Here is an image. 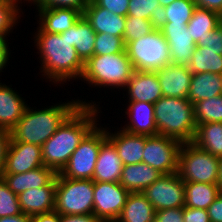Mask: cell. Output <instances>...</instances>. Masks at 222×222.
Listing matches in <instances>:
<instances>
[{
  "label": "cell",
  "instance_id": "27",
  "mask_svg": "<svg viewBox=\"0 0 222 222\" xmlns=\"http://www.w3.org/2000/svg\"><path fill=\"white\" fill-rule=\"evenodd\" d=\"M222 94V75L215 73H196L192 75L187 99L194 105L203 99Z\"/></svg>",
  "mask_w": 222,
  "mask_h": 222
},
{
  "label": "cell",
  "instance_id": "24",
  "mask_svg": "<svg viewBox=\"0 0 222 222\" xmlns=\"http://www.w3.org/2000/svg\"><path fill=\"white\" fill-rule=\"evenodd\" d=\"M6 84L0 83V128L10 131L24 114L27 104Z\"/></svg>",
  "mask_w": 222,
  "mask_h": 222
},
{
  "label": "cell",
  "instance_id": "51",
  "mask_svg": "<svg viewBox=\"0 0 222 222\" xmlns=\"http://www.w3.org/2000/svg\"><path fill=\"white\" fill-rule=\"evenodd\" d=\"M31 216L25 214H18L15 216H7L0 218V222H30Z\"/></svg>",
  "mask_w": 222,
  "mask_h": 222
},
{
  "label": "cell",
  "instance_id": "12",
  "mask_svg": "<svg viewBox=\"0 0 222 222\" xmlns=\"http://www.w3.org/2000/svg\"><path fill=\"white\" fill-rule=\"evenodd\" d=\"M155 211L184 207V181L176 173L162 175L142 192Z\"/></svg>",
  "mask_w": 222,
  "mask_h": 222
},
{
  "label": "cell",
  "instance_id": "46",
  "mask_svg": "<svg viewBox=\"0 0 222 222\" xmlns=\"http://www.w3.org/2000/svg\"><path fill=\"white\" fill-rule=\"evenodd\" d=\"M210 222H222V191L207 208Z\"/></svg>",
  "mask_w": 222,
  "mask_h": 222
},
{
  "label": "cell",
  "instance_id": "34",
  "mask_svg": "<svg viewBox=\"0 0 222 222\" xmlns=\"http://www.w3.org/2000/svg\"><path fill=\"white\" fill-rule=\"evenodd\" d=\"M196 126L202 123L222 122V94L194 104Z\"/></svg>",
  "mask_w": 222,
  "mask_h": 222
},
{
  "label": "cell",
  "instance_id": "25",
  "mask_svg": "<svg viewBox=\"0 0 222 222\" xmlns=\"http://www.w3.org/2000/svg\"><path fill=\"white\" fill-rule=\"evenodd\" d=\"M39 26L48 33L61 34L71 28L82 13L71 8H38Z\"/></svg>",
  "mask_w": 222,
  "mask_h": 222
},
{
  "label": "cell",
  "instance_id": "18",
  "mask_svg": "<svg viewBox=\"0 0 222 222\" xmlns=\"http://www.w3.org/2000/svg\"><path fill=\"white\" fill-rule=\"evenodd\" d=\"M156 73L163 96L187 99L193 75L187 66L169 64Z\"/></svg>",
  "mask_w": 222,
  "mask_h": 222
},
{
  "label": "cell",
  "instance_id": "14",
  "mask_svg": "<svg viewBox=\"0 0 222 222\" xmlns=\"http://www.w3.org/2000/svg\"><path fill=\"white\" fill-rule=\"evenodd\" d=\"M187 25H157L169 44L170 64L189 66L196 43L192 39Z\"/></svg>",
  "mask_w": 222,
  "mask_h": 222
},
{
  "label": "cell",
  "instance_id": "43",
  "mask_svg": "<svg viewBox=\"0 0 222 222\" xmlns=\"http://www.w3.org/2000/svg\"><path fill=\"white\" fill-rule=\"evenodd\" d=\"M154 222H183V207L155 211Z\"/></svg>",
  "mask_w": 222,
  "mask_h": 222
},
{
  "label": "cell",
  "instance_id": "7",
  "mask_svg": "<svg viewBox=\"0 0 222 222\" xmlns=\"http://www.w3.org/2000/svg\"><path fill=\"white\" fill-rule=\"evenodd\" d=\"M93 191V180L70 179L57 173L54 211L66 215L93 213Z\"/></svg>",
  "mask_w": 222,
  "mask_h": 222
},
{
  "label": "cell",
  "instance_id": "36",
  "mask_svg": "<svg viewBox=\"0 0 222 222\" xmlns=\"http://www.w3.org/2000/svg\"><path fill=\"white\" fill-rule=\"evenodd\" d=\"M156 27L157 25L151 20L126 16V25L123 34L124 44L126 45L133 40L149 34Z\"/></svg>",
  "mask_w": 222,
  "mask_h": 222
},
{
  "label": "cell",
  "instance_id": "31",
  "mask_svg": "<svg viewBox=\"0 0 222 222\" xmlns=\"http://www.w3.org/2000/svg\"><path fill=\"white\" fill-rule=\"evenodd\" d=\"M185 207L205 209L213 203L221 190L217 184L184 182Z\"/></svg>",
  "mask_w": 222,
  "mask_h": 222
},
{
  "label": "cell",
  "instance_id": "16",
  "mask_svg": "<svg viewBox=\"0 0 222 222\" xmlns=\"http://www.w3.org/2000/svg\"><path fill=\"white\" fill-rule=\"evenodd\" d=\"M129 101L148 102L155 104L162 96V89L156 72L134 71L128 80Z\"/></svg>",
  "mask_w": 222,
  "mask_h": 222
},
{
  "label": "cell",
  "instance_id": "33",
  "mask_svg": "<svg viewBox=\"0 0 222 222\" xmlns=\"http://www.w3.org/2000/svg\"><path fill=\"white\" fill-rule=\"evenodd\" d=\"M196 7L194 0H175L162 8L157 25H187Z\"/></svg>",
  "mask_w": 222,
  "mask_h": 222
},
{
  "label": "cell",
  "instance_id": "13",
  "mask_svg": "<svg viewBox=\"0 0 222 222\" xmlns=\"http://www.w3.org/2000/svg\"><path fill=\"white\" fill-rule=\"evenodd\" d=\"M44 166L41 146L26 142H10L2 174H19Z\"/></svg>",
  "mask_w": 222,
  "mask_h": 222
},
{
  "label": "cell",
  "instance_id": "19",
  "mask_svg": "<svg viewBox=\"0 0 222 222\" xmlns=\"http://www.w3.org/2000/svg\"><path fill=\"white\" fill-rule=\"evenodd\" d=\"M123 167L124 163L120 159L116 147L107 138L100 146L92 180L99 182H120Z\"/></svg>",
  "mask_w": 222,
  "mask_h": 222
},
{
  "label": "cell",
  "instance_id": "8",
  "mask_svg": "<svg viewBox=\"0 0 222 222\" xmlns=\"http://www.w3.org/2000/svg\"><path fill=\"white\" fill-rule=\"evenodd\" d=\"M219 158L193 142L182 143L177 174L184 182L217 184Z\"/></svg>",
  "mask_w": 222,
  "mask_h": 222
},
{
  "label": "cell",
  "instance_id": "3",
  "mask_svg": "<svg viewBox=\"0 0 222 222\" xmlns=\"http://www.w3.org/2000/svg\"><path fill=\"white\" fill-rule=\"evenodd\" d=\"M92 103L78 99L37 111L27 106L21 119L10 130V142H26L42 146L80 105L98 106Z\"/></svg>",
  "mask_w": 222,
  "mask_h": 222
},
{
  "label": "cell",
  "instance_id": "30",
  "mask_svg": "<svg viewBox=\"0 0 222 222\" xmlns=\"http://www.w3.org/2000/svg\"><path fill=\"white\" fill-rule=\"evenodd\" d=\"M192 142L208 153L218 158L222 157V122L197 125Z\"/></svg>",
  "mask_w": 222,
  "mask_h": 222
},
{
  "label": "cell",
  "instance_id": "54",
  "mask_svg": "<svg viewBox=\"0 0 222 222\" xmlns=\"http://www.w3.org/2000/svg\"><path fill=\"white\" fill-rule=\"evenodd\" d=\"M8 2H11L13 4H16L17 6L19 5L18 3H20L19 1H22V0H7ZM24 1H29L30 3L32 2L33 5L36 4L37 0H24Z\"/></svg>",
  "mask_w": 222,
  "mask_h": 222
},
{
  "label": "cell",
  "instance_id": "17",
  "mask_svg": "<svg viewBox=\"0 0 222 222\" xmlns=\"http://www.w3.org/2000/svg\"><path fill=\"white\" fill-rule=\"evenodd\" d=\"M82 15L96 34L106 33L123 39L126 25L125 16L116 15L106 8L98 6L93 0H90Z\"/></svg>",
  "mask_w": 222,
  "mask_h": 222
},
{
  "label": "cell",
  "instance_id": "23",
  "mask_svg": "<svg viewBox=\"0 0 222 222\" xmlns=\"http://www.w3.org/2000/svg\"><path fill=\"white\" fill-rule=\"evenodd\" d=\"M57 173L49 167L42 166L19 174H1L7 186L16 194L31 189L47 186Z\"/></svg>",
  "mask_w": 222,
  "mask_h": 222
},
{
  "label": "cell",
  "instance_id": "29",
  "mask_svg": "<svg viewBox=\"0 0 222 222\" xmlns=\"http://www.w3.org/2000/svg\"><path fill=\"white\" fill-rule=\"evenodd\" d=\"M222 24V16L213 10L196 7L186 28L195 43L203 40L207 35Z\"/></svg>",
  "mask_w": 222,
  "mask_h": 222
},
{
  "label": "cell",
  "instance_id": "35",
  "mask_svg": "<svg viewBox=\"0 0 222 222\" xmlns=\"http://www.w3.org/2000/svg\"><path fill=\"white\" fill-rule=\"evenodd\" d=\"M161 11L158 0H129L127 16L151 20L157 25Z\"/></svg>",
  "mask_w": 222,
  "mask_h": 222
},
{
  "label": "cell",
  "instance_id": "22",
  "mask_svg": "<svg viewBox=\"0 0 222 222\" xmlns=\"http://www.w3.org/2000/svg\"><path fill=\"white\" fill-rule=\"evenodd\" d=\"M107 138L114 144L124 165L142 162L145 135L132 134L124 129L114 132L107 130Z\"/></svg>",
  "mask_w": 222,
  "mask_h": 222
},
{
  "label": "cell",
  "instance_id": "5",
  "mask_svg": "<svg viewBox=\"0 0 222 222\" xmlns=\"http://www.w3.org/2000/svg\"><path fill=\"white\" fill-rule=\"evenodd\" d=\"M135 71L126 50L111 55H93L85 64L81 79L93 86L126 88Z\"/></svg>",
  "mask_w": 222,
  "mask_h": 222
},
{
  "label": "cell",
  "instance_id": "4",
  "mask_svg": "<svg viewBox=\"0 0 222 222\" xmlns=\"http://www.w3.org/2000/svg\"><path fill=\"white\" fill-rule=\"evenodd\" d=\"M158 134L181 143L192 142L195 132L194 105L186 98L162 96L154 104Z\"/></svg>",
  "mask_w": 222,
  "mask_h": 222
},
{
  "label": "cell",
  "instance_id": "52",
  "mask_svg": "<svg viewBox=\"0 0 222 222\" xmlns=\"http://www.w3.org/2000/svg\"><path fill=\"white\" fill-rule=\"evenodd\" d=\"M217 185L219 186V189L222 191V157L219 158Z\"/></svg>",
  "mask_w": 222,
  "mask_h": 222
},
{
  "label": "cell",
  "instance_id": "20",
  "mask_svg": "<svg viewBox=\"0 0 222 222\" xmlns=\"http://www.w3.org/2000/svg\"><path fill=\"white\" fill-rule=\"evenodd\" d=\"M128 110L125 113L130 118L125 131L145 136H154L158 134L155 123L154 104L148 102L128 101Z\"/></svg>",
  "mask_w": 222,
  "mask_h": 222
},
{
  "label": "cell",
  "instance_id": "41",
  "mask_svg": "<svg viewBox=\"0 0 222 222\" xmlns=\"http://www.w3.org/2000/svg\"><path fill=\"white\" fill-rule=\"evenodd\" d=\"M196 46L205 47V50H221L222 55V24L203 40H199Z\"/></svg>",
  "mask_w": 222,
  "mask_h": 222
},
{
  "label": "cell",
  "instance_id": "1",
  "mask_svg": "<svg viewBox=\"0 0 222 222\" xmlns=\"http://www.w3.org/2000/svg\"><path fill=\"white\" fill-rule=\"evenodd\" d=\"M97 106H79L41 146L44 166L59 173L84 137L97 125Z\"/></svg>",
  "mask_w": 222,
  "mask_h": 222
},
{
  "label": "cell",
  "instance_id": "50",
  "mask_svg": "<svg viewBox=\"0 0 222 222\" xmlns=\"http://www.w3.org/2000/svg\"><path fill=\"white\" fill-rule=\"evenodd\" d=\"M7 39L0 37V72L6 67L8 63L10 53L7 44Z\"/></svg>",
  "mask_w": 222,
  "mask_h": 222
},
{
  "label": "cell",
  "instance_id": "40",
  "mask_svg": "<svg viewBox=\"0 0 222 222\" xmlns=\"http://www.w3.org/2000/svg\"><path fill=\"white\" fill-rule=\"evenodd\" d=\"M90 0H37L38 8H71L83 13Z\"/></svg>",
  "mask_w": 222,
  "mask_h": 222
},
{
  "label": "cell",
  "instance_id": "26",
  "mask_svg": "<svg viewBox=\"0 0 222 222\" xmlns=\"http://www.w3.org/2000/svg\"><path fill=\"white\" fill-rule=\"evenodd\" d=\"M163 174L146 163L124 165L120 184L130 193L143 192Z\"/></svg>",
  "mask_w": 222,
  "mask_h": 222
},
{
  "label": "cell",
  "instance_id": "2",
  "mask_svg": "<svg viewBox=\"0 0 222 222\" xmlns=\"http://www.w3.org/2000/svg\"><path fill=\"white\" fill-rule=\"evenodd\" d=\"M37 29L34 41L39 50L37 53H40L42 62L40 70L44 73L43 76L55 84L62 81L66 83L73 78L81 79L84 63L66 37L45 32L40 26Z\"/></svg>",
  "mask_w": 222,
  "mask_h": 222
},
{
  "label": "cell",
  "instance_id": "10",
  "mask_svg": "<svg viewBox=\"0 0 222 222\" xmlns=\"http://www.w3.org/2000/svg\"><path fill=\"white\" fill-rule=\"evenodd\" d=\"M181 145L178 140L160 134L145 136L142 162L163 175L176 173Z\"/></svg>",
  "mask_w": 222,
  "mask_h": 222
},
{
  "label": "cell",
  "instance_id": "49",
  "mask_svg": "<svg viewBox=\"0 0 222 222\" xmlns=\"http://www.w3.org/2000/svg\"><path fill=\"white\" fill-rule=\"evenodd\" d=\"M30 222H60V214L56 211L31 216Z\"/></svg>",
  "mask_w": 222,
  "mask_h": 222
},
{
  "label": "cell",
  "instance_id": "32",
  "mask_svg": "<svg viewBox=\"0 0 222 222\" xmlns=\"http://www.w3.org/2000/svg\"><path fill=\"white\" fill-rule=\"evenodd\" d=\"M188 68L193 74L210 72L222 75L221 50H205V47L196 46Z\"/></svg>",
  "mask_w": 222,
  "mask_h": 222
},
{
  "label": "cell",
  "instance_id": "9",
  "mask_svg": "<svg viewBox=\"0 0 222 222\" xmlns=\"http://www.w3.org/2000/svg\"><path fill=\"white\" fill-rule=\"evenodd\" d=\"M106 139L107 130L96 125L80 142L59 174L70 179L92 180L100 146Z\"/></svg>",
  "mask_w": 222,
  "mask_h": 222
},
{
  "label": "cell",
  "instance_id": "42",
  "mask_svg": "<svg viewBox=\"0 0 222 222\" xmlns=\"http://www.w3.org/2000/svg\"><path fill=\"white\" fill-rule=\"evenodd\" d=\"M98 6L106 8L108 11L127 16L129 0H93Z\"/></svg>",
  "mask_w": 222,
  "mask_h": 222
},
{
  "label": "cell",
  "instance_id": "48",
  "mask_svg": "<svg viewBox=\"0 0 222 222\" xmlns=\"http://www.w3.org/2000/svg\"><path fill=\"white\" fill-rule=\"evenodd\" d=\"M197 7L213 10L222 16V0H194Z\"/></svg>",
  "mask_w": 222,
  "mask_h": 222
},
{
  "label": "cell",
  "instance_id": "28",
  "mask_svg": "<svg viewBox=\"0 0 222 222\" xmlns=\"http://www.w3.org/2000/svg\"><path fill=\"white\" fill-rule=\"evenodd\" d=\"M155 209L142 192L129 193L115 222H154Z\"/></svg>",
  "mask_w": 222,
  "mask_h": 222
},
{
  "label": "cell",
  "instance_id": "44",
  "mask_svg": "<svg viewBox=\"0 0 222 222\" xmlns=\"http://www.w3.org/2000/svg\"><path fill=\"white\" fill-rule=\"evenodd\" d=\"M183 222H210L207 210L183 207Z\"/></svg>",
  "mask_w": 222,
  "mask_h": 222
},
{
  "label": "cell",
  "instance_id": "45",
  "mask_svg": "<svg viewBox=\"0 0 222 222\" xmlns=\"http://www.w3.org/2000/svg\"><path fill=\"white\" fill-rule=\"evenodd\" d=\"M10 140V131L0 128V175L3 173L5 167Z\"/></svg>",
  "mask_w": 222,
  "mask_h": 222
},
{
  "label": "cell",
  "instance_id": "47",
  "mask_svg": "<svg viewBox=\"0 0 222 222\" xmlns=\"http://www.w3.org/2000/svg\"><path fill=\"white\" fill-rule=\"evenodd\" d=\"M60 222H102L94 213L90 214H60Z\"/></svg>",
  "mask_w": 222,
  "mask_h": 222
},
{
  "label": "cell",
  "instance_id": "39",
  "mask_svg": "<svg viewBox=\"0 0 222 222\" xmlns=\"http://www.w3.org/2000/svg\"><path fill=\"white\" fill-rule=\"evenodd\" d=\"M20 6L3 0L0 3V37L6 39V35L10 33L16 23H19Z\"/></svg>",
  "mask_w": 222,
  "mask_h": 222
},
{
  "label": "cell",
  "instance_id": "15",
  "mask_svg": "<svg viewBox=\"0 0 222 222\" xmlns=\"http://www.w3.org/2000/svg\"><path fill=\"white\" fill-rule=\"evenodd\" d=\"M56 194V177L44 187L31 188L18 196L23 214L33 216L36 214L54 211Z\"/></svg>",
  "mask_w": 222,
  "mask_h": 222
},
{
  "label": "cell",
  "instance_id": "21",
  "mask_svg": "<svg viewBox=\"0 0 222 222\" xmlns=\"http://www.w3.org/2000/svg\"><path fill=\"white\" fill-rule=\"evenodd\" d=\"M60 35L66 37L70 46L76 49L77 55L84 64L94 55L96 32L83 15L71 28Z\"/></svg>",
  "mask_w": 222,
  "mask_h": 222
},
{
  "label": "cell",
  "instance_id": "53",
  "mask_svg": "<svg viewBox=\"0 0 222 222\" xmlns=\"http://www.w3.org/2000/svg\"><path fill=\"white\" fill-rule=\"evenodd\" d=\"M158 1H159V4H160L161 8H164L168 5H170L175 0H158Z\"/></svg>",
  "mask_w": 222,
  "mask_h": 222
},
{
  "label": "cell",
  "instance_id": "11",
  "mask_svg": "<svg viewBox=\"0 0 222 222\" xmlns=\"http://www.w3.org/2000/svg\"><path fill=\"white\" fill-rule=\"evenodd\" d=\"M129 193L119 182L94 181L93 213L102 222H115Z\"/></svg>",
  "mask_w": 222,
  "mask_h": 222
},
{
  "label": "cell",
  "instance_id": "6",
  "mask_svg": "<svg viewBox=\"0 0 222 222\" xmlns=\"http://www.w3.org/2000/svg\"><path fill=\"white\" fill-rule=\"evenodd\" d=\"M125 50L136 71L157 72L171 61L169 44L158 27L127 43Z\"/></svg>",
  "mask_w": 222,
  "mask_h": 222
},
{
  "label": "cell",
  "instance_id": "37",
  "mask_svg": "<svg viewBox=\"0 0 222 222\" xmlns=\"http://www.w3.org/2000/svg\"><path fill=\"white\" fill-rule=\"evenodd\" d=\"M22 214L18 196L7 186L0 175V218Z\"/></svg>",
  "mask_w": 222,
  "mask_h": 222
},
{
  "label": "cell",
  "instance_id": "38",
  "mask_svg": "<svg viewBox=\"0 0 222 222\" xmlns=\"http://www.w3.org/2000/svg\"><path fill=\"white\" fill-rule=\"evenodd\" d=\"M125 44L121 37L98 33L95 38L94 55H111L123 52Z\"/></svg>",
  "mask_w": 222,
  "mask_h": 222
}]
</instances>
